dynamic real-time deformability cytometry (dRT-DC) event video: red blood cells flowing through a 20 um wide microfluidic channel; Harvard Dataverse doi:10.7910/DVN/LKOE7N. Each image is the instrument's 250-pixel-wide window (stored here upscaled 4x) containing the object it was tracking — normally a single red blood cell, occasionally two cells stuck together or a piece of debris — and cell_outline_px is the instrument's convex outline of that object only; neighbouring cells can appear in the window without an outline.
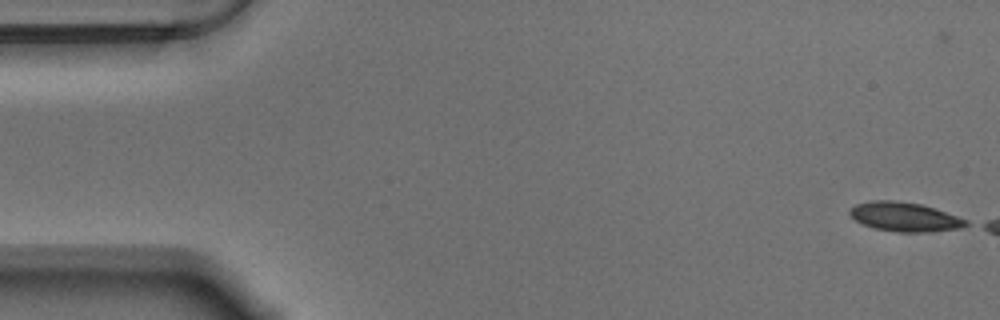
{"species": "Egyptian fruit bat (a non-hibernating species)", "species_latin": "Rousettus aegyptiacus", "temperature_condition": "warm", "stored_images_in_passage": 8, "camera_frame_rate_fps": 3000, "um_per_image_px": 0.085, "animal": {"sex": "male"}, "frame": {"image": 1, "passage_image": 2, "time_ms": 0.333, "image_size_px": [1000, 320], "cell_outline_px": [[968, 224], [960, 228], [928, 232], [896, 232], [872, 228], [856, 220], [848, 212], [848, 208], [856, 204], [872, 200], [892, 200], [920, 204], [968, 220]], "centroid_in_image_um": [76.84, 18.44], "position_along_channel_um": 8.2, "area_um2": 19.59}}